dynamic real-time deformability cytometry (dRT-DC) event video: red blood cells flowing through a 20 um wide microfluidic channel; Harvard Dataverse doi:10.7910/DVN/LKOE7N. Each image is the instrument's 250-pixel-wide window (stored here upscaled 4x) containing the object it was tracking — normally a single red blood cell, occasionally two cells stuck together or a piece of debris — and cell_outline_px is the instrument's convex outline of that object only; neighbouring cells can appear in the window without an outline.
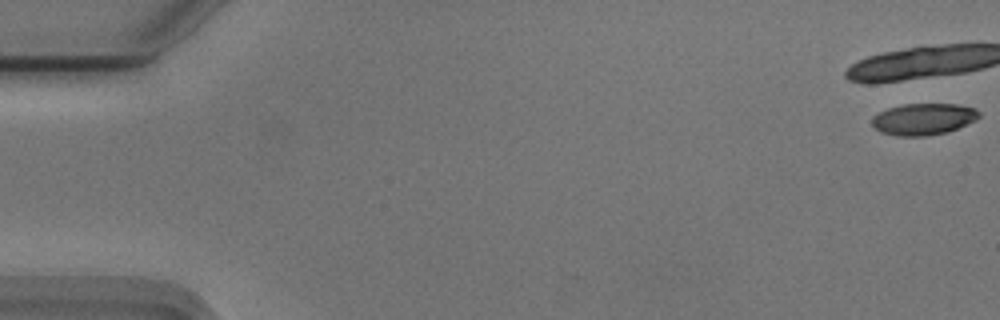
{"species": "Egyptian fruit bat (a non-hibernating species)", "species_latin": "Rousettus aegyptiacus", "temperature_condition": "cold", "stored_images_in_passage": 6, "camera_frame_rate_fps": 3000, "um_per_image_px": 0.085, "animal": {"sex": "male"}, "frame": {"image": 1, "passage_image": 1, "time_ms": 0.0, "image_size_px": [1000, 320], "cell_outline_px": [[980, 116], [976, 120], [948, 132], [924, 136], [896, 136], [880, 132], [872, 124], [872, 116], [888, 108], [904, 104], [956, 104], [976, 108], [980, 112]], "centroid_in_image_um": [78.5, 10.12], "position_along_channel_um": 6.5, "area_um2": 19.77}}